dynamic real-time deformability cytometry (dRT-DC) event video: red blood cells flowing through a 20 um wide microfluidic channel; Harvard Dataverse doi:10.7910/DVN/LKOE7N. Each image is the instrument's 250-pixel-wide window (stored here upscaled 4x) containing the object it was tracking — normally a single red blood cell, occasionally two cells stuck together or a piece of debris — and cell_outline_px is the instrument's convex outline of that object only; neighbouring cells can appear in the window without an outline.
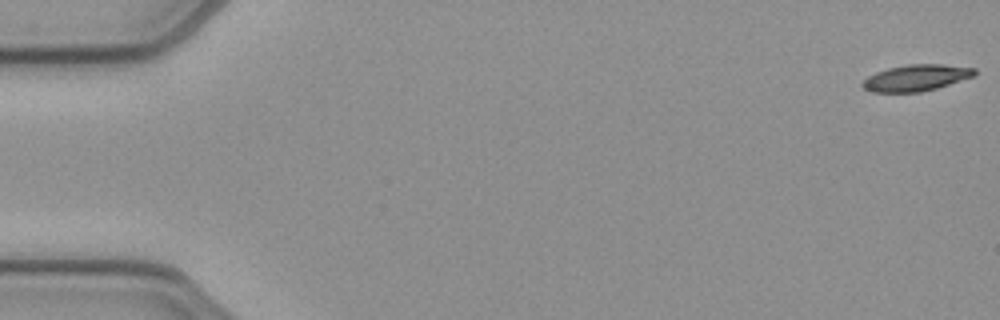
{"species": "common noctule bat (a hibernating species)", "species_latin": "Nyctalus noctula", "temperature_condition": "cold", "stored_images_in_passage": 53, "camera_frame_rate_fps": 3000, "um_per_image_px": 0.085, "animal": {"sex": "female", "body_mass_g": 21.9}, "frame": {"image": 1, "passage_image": 1, "time_ms": 0.0, "image_size_px": [1000, 320], "cell_outline_px": [[976, 76], [936, 88], [920, 92], [872, 92], [864, 88], [860, 84], [868, 76], [876, 72], [888, 68], [908, 64], [944, 64], [976, 68]], "centroid_in_image_um": [77.89, 6.61], "position_along_channel_um": 7.1, "area_um2": 17.28}}
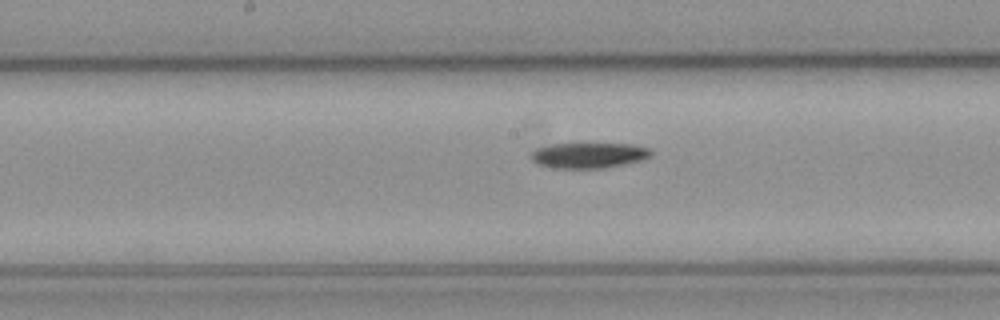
{"frame": {"image": 2, "passage_image": 27, "time_ms": 8.667, "image_size_px": [1000, 320], "cell_outline_px": [[652, 156], [644, 160], [604, 168], [552, 168], [536, 164], [528, 156], [536, 148], [552, 144], [632, 144], [652, 148]], "centroid_in_image_um": [50.06, 13.2], "position_along_channel_um": 198.1, "area_um2": 18.09}}
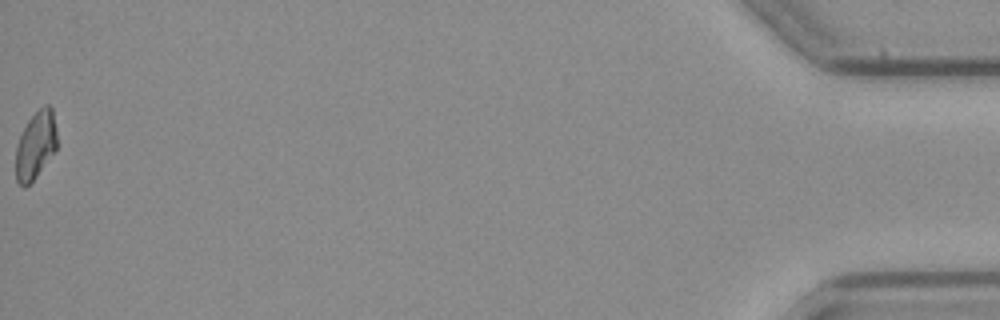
{"frame": {"image": 3, "passage_image": 53, "time_ms": 17.333, "image_size_px": [1000, 320], "cell_outline_px": [[56, 152], [36, 176], [24, 188], [16, 180], [16, 148], [20, 136], [28, 120], [44, 104], [48, 104], [52, 108], [56, 128]], "centroid_in_image_um": [3.04, 12.34], "position_along_channel_um": 432.2, "area_um2": 16.18}, "authors_computed_cell_mechanics": {"area_um2": 18.0336, "velocity_mm_per_s": 3.927, "shape_relaxation_time_tau1_ms": 6.0725, "shape_relaxation_time_tau2_ms": null, "deformation_change_tau1": 0.1588, "deformation_change_tau2": null}}